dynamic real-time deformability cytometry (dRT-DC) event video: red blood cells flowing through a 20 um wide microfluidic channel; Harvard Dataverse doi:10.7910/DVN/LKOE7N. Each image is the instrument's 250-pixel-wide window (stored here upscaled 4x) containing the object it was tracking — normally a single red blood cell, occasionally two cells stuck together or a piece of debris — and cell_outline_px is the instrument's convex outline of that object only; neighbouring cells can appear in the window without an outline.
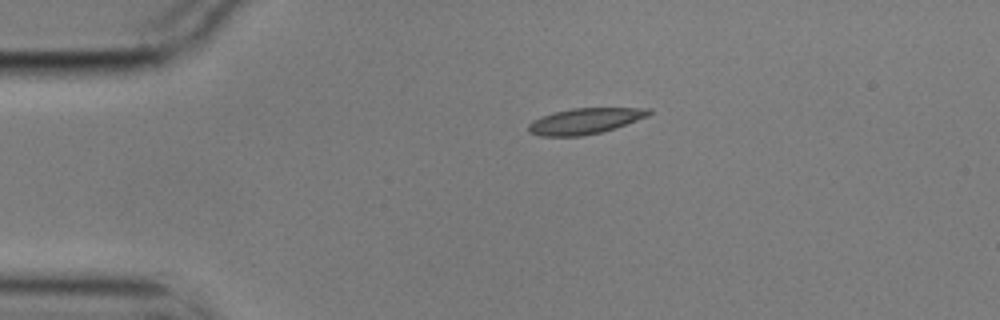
{"species": "common noctule bat (a hibernating species)", "species_latin": "Nyctalus noctula", "temperature_condition": "cold", "stored_images_in_passage": 2, "camera_frame_rate_fps": 3000, "um_per_image_px": 0.085, "animal": {"sex": "male", "body_mass_g": 17.9}, "frame": {"image": 1, "passage_image": 1, "time_ms": 0.0, "image_size_px": [1000, 320], "cell_outline_px": [[652, 112], [648, 116], [616, 128], [600, 132], [580, 136], [540, 136], [528, 132], [528, 124], [532, 120], [540, 116], [552, 112], [572, 108], [652, 108]], "centroid_in_image_um": [49.7, 10.28], "position_along_channel_um": 35.3, "area_um2": 18.26}}